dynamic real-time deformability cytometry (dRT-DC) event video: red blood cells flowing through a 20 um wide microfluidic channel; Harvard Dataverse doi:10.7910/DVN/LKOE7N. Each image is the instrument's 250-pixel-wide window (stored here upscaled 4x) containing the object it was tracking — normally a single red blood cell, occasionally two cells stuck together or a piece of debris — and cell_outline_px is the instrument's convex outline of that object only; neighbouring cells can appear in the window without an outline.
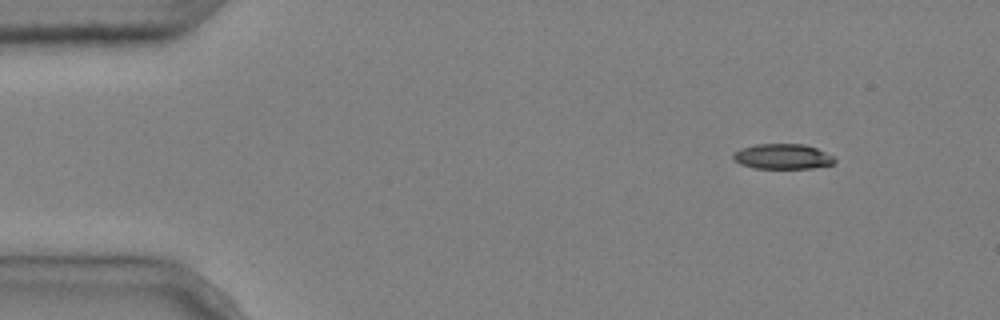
{"species": "common noctule bat (a hibernating species)", "species_latin": "Nyctalus noctula", "temperature_condition": "cold", "stored_images_in_passage": 4, "camera_frame_rate_fps": 3000, "um_per_image_px": 0.085, "animal": {"sex": "male", "body_mass_g": 20.4}, "frame": {"image": 1, "passage_image": 1, "time_ms": 0.0, "image_size_px": [1000, 320], "cell_outline_px": [[836, 160], [832, 164], [812, 168], [756, 168], [740, 164], [732, 156], [740, 148], [756, 144], [804, 144], [816, 148], [832, 156]], "centroid_in_image_um": [66.52, 13.3], "position_along_channel_um": 18.5, "area_um2": 14.68}}